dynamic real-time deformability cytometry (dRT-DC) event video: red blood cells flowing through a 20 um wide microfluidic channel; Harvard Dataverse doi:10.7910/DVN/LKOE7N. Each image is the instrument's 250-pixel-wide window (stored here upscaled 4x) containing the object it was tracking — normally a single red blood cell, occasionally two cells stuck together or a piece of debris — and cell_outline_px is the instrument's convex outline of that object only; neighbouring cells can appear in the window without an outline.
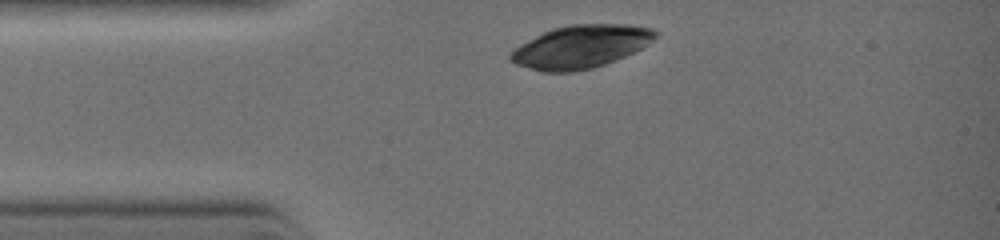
{"species": "common noctule bat (a hibernating species)", "species_latin": "Nyctalus noctula", "temperature_condition": "warm", "stored_images_in_passage": 1, "camera_frame_rate_fps": 3000, "um_per_image_px": 0.085, "animal": {"sex": "female", "body_mass_g": 19.0, "forearm_length_mm": 51.5}, "frame": {"image": 1, "passage_image": 1, "time_ms": 0.0, "image_size_px": [1000, 240], "cell_outline_px": [[660, 32], [648, 44], [624, 56], [604, 64], [592, 68], [572, 72], [544, 72], [516, 64], [508, 56], [516, 48], [528, 40], [544, 32], [556, 28], [572, 24], [628, 24], [652, 28]], "centroid_in_image_um": [49.39, 3.96], "position_along_channel_um": 35.6, "area_um2": 35.72}}